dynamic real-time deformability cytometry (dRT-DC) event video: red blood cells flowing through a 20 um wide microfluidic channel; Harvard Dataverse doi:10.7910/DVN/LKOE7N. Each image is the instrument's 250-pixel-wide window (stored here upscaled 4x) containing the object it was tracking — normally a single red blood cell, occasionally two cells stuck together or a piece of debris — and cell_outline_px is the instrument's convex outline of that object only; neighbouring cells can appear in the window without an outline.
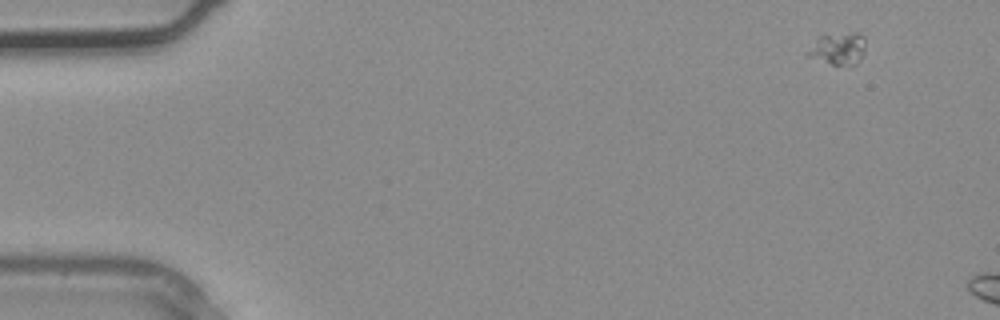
{"species": "common noctule bat (a hibernating species)", "species_latin": "Nyctalus noctula", "temperature_condition": "warm", "stored_images_in_passage": 3, "camera_frame_rate_fps": 3000, "um_per_image_px": 0.085, "animal": {"sex": "male", "body_mass_g": 20.4}, "frame": {"image": 1, "passage_image": 1, "time_ms": 0.0, "image_size_px": [1000, 320], "cell_outline_px": [[864, 52], [856, 64], [832, 64], [804, 56], [816, 40], [820, 36], [852, 32], [860, 32], [864, 36]], "centroid_in_image_um": [71.25, 4.12], "position_along_channel_um": 13.8, "area_um2": 10.64}}